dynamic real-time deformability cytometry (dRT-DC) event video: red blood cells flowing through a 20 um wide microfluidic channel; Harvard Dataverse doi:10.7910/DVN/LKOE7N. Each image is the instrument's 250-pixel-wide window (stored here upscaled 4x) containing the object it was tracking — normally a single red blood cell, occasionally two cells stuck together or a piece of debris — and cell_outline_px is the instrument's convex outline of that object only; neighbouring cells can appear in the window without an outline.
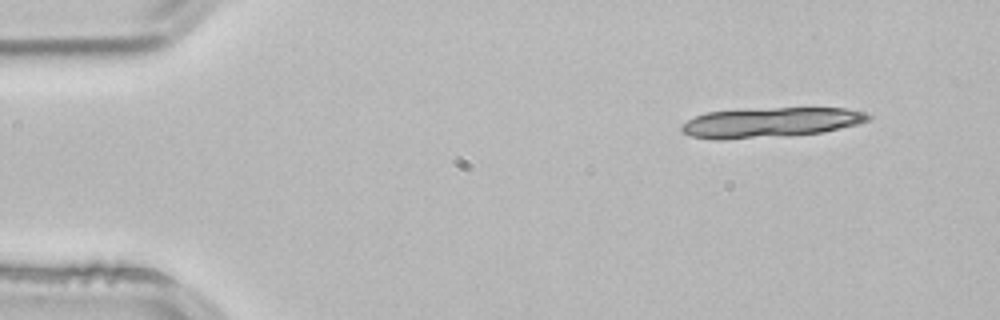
{"species": "common noctule bat (a hibernating species)", "species_latin": "Nyctalus noctula", "temperature_condition": "room temperature", "stored_images_in_passage": 4, "camera_frame_rate_fps": 3000, "um_per_image_px": 0.085, "animal": {"sex": "male", "body_mass_g": 21.5, "forearm_length_mm": 52.0}, "frame": {"image": 1, "passage_image": 1, "time_ms": 0.0, "image_size_px": [1000, 320], "cell_outline_px": [[872, 116], [868, 120], [860, 124], [824, 132], [792, 136], [724, 140], [716, 140], [688, 136], [680, 132], [680, 124], [696, 116], [708, 112], [772, 108], [844, 108], [864, 112]], "centroid_in_image_um": [65.47, 10.43], "position_along_channel_um": 19.5, "area_um2": 33.0}}